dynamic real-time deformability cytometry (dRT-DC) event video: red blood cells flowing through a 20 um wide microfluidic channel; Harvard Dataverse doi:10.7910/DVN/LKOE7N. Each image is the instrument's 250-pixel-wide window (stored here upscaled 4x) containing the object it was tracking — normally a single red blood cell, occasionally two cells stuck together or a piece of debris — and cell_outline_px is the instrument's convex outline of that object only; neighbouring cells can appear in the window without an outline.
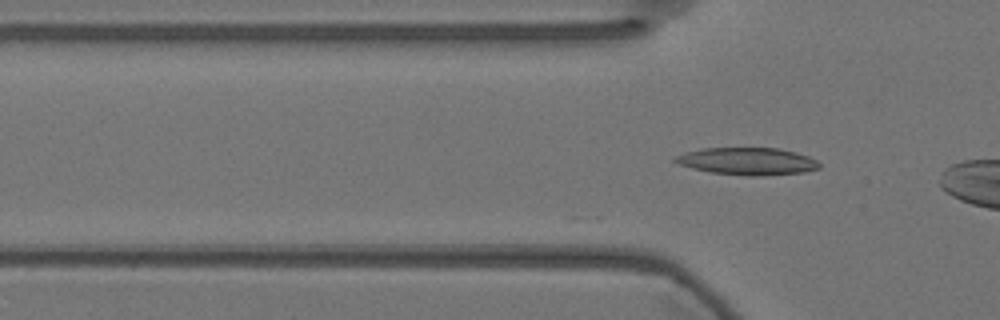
{"species": "Egyptian fruit bat (a non-hibernating species)", "species_latin": "Rousettus aegyptiacus", "temperature_condition": "warm", "stored_images_in_passage": 7, "camera_frame_rate_fps": 3000, "um_per_image_px": 0.085, "animal": {"sex": "female"}, "frame": {"image": 1, "passage_image": 7, "time_ms": 2.0, "image_size_px": [1000, 320], "cell_outline_px": [[820, 168], [804, 172], [756, 176], [748, 176], [712, 172], [692, 168], [680, 164], [672, 160], [676, 156], [684, 152], [704, 148], [780, 148], [796, 152], [808, 156], [816, 160], [820, 164]], "centroid_in_image_um": [63.55, 13.7], "position_along_channel_um": 62.3, "area_um2": 22.83}}